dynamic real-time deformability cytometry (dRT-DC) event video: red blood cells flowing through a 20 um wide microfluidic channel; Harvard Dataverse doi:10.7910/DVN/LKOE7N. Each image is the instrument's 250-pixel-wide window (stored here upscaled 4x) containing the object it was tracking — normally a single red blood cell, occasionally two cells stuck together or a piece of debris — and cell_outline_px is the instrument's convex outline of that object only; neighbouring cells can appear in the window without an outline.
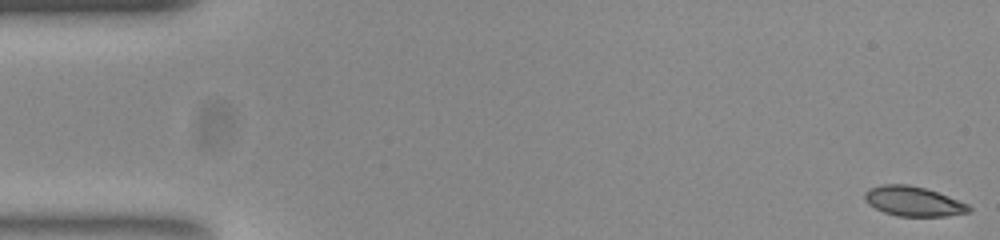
{"species": "common noctule bat (a hibernating species)", "species_latin": "Nyctalus noctula", "temperature_condition": "room temperature", "stored_images_in_passage": 54, "camera_frame_rate_fps": 3000, "um_per_image_px": 0.085, "animal": {"sex": "female", "body_mass_g": 23.0, "forearm_length_mm": 53.4}, "frame": {"image": 1, "passage_image": 1, "time_ms": 0.0, "image_size_px": [1000, 240], "cell_outline_px": [[972, 212], [944, 216], [896, 216], [884, 212], [868, 204], [864, 200], [864, 192], [868, 188], [884, 184], [908, 184], [924, 188], [948, 196], [968, 204], [972, 208]], "centroid_in_image_um": [77.62, 17.11], "position_along_channel_um": 7.4, "area_um2": 18.09}}
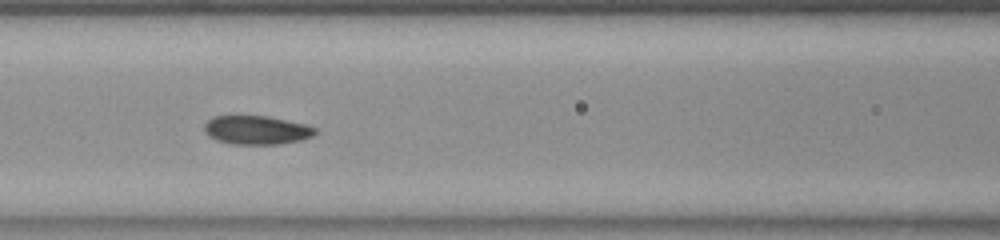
{"frame": {"image": 2, "passage_image": 23, "time_ms": 7.333, "image_size_px": [1000, 240], "cell_outline_px": [[316, 132], [312, 136], [300, 140], [280, 144], [232, 144], [216, 140], [208, 136], [204, 128], [204, 124], [212, 116], [236, 112], [268, 116], [304, 124], [316, 128]], "centroid_in_image_um": [21.72, 11.0], "position_along_channel_um": 144.9, "area_um2": 19.31}}
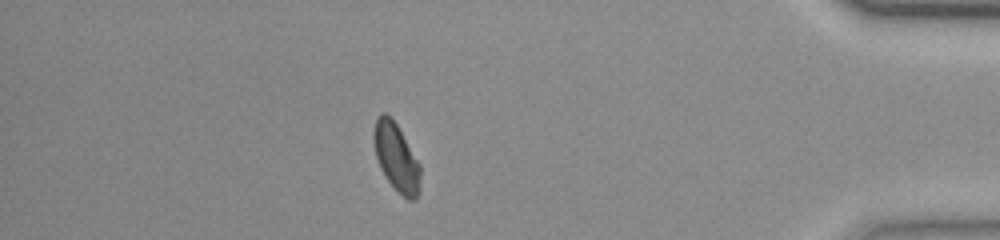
{"frame": {"image": 3, "passage_image": 47, "time_ms": 15.333, "image_size_px": [1000, 240], "cell_outline_px": [[420, 192], [416, 200], [408, 200], [384, 176], [380, 168], [376, 156], [372, 140], [372, 132], [376, 116], [380, 112], [384, 112], [396, 124], [420, 164]], "centroid_in_image_um": [33.66, 13.36], "position_along_channel_um": 401.5, "area_um2": 18.44}, "authors_computed_cell_mechanics": {"area_um2": 18.7561, "velocity_mm_per_s": 3.7921, "shape_relaxation_time_tau1_ms": 4.8687, "shape_relaxation_time_tau2_ms": 1.7381, "deformation_change_tau1": 0.1151, "deformation_change_tau2": 0.0489}}